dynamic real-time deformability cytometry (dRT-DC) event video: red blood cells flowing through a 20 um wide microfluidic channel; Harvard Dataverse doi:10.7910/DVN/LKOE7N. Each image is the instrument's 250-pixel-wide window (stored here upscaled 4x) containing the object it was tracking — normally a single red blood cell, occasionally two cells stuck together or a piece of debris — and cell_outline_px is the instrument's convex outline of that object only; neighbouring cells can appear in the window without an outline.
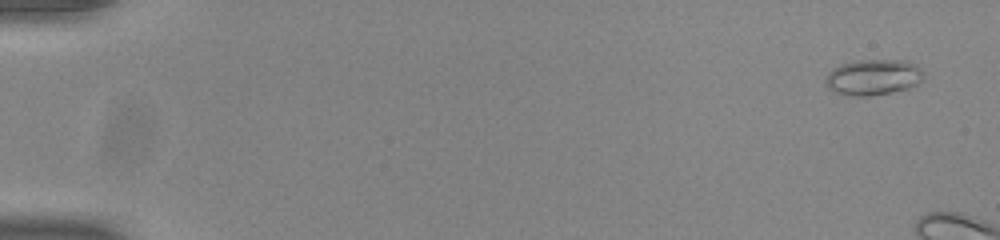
{"species": "common noctule bat (a hibernating species)", "species_latin": "Nyctalus noctula", "temperature_condition": "room temperature", "stored_images_in_passage": 9, "camera_frame_rate_fps": 3000, "um_per_image_px": 0.085, "animal": {"sex": "male", "body_mass_g": 20.0, "forearm_length_mm": 53.3}, "frame": {"image": 1, "passage_image": 2, "time_ms": 0.333, "image_size_px": [1000, 240], "cell_outline_px": [[924, 80], [908, 88], [868, 96], [856, 96], [836, 92], [828, 88], [824, 84], [828, 72], [832, 68], [840, 64], [856, 60], [904, 60], [916, 64], [924, 72]], "centroid_in_image_um": [74.22, 6.54], "position_along_channel_um": 10.8, "area_um2": 20.52}}